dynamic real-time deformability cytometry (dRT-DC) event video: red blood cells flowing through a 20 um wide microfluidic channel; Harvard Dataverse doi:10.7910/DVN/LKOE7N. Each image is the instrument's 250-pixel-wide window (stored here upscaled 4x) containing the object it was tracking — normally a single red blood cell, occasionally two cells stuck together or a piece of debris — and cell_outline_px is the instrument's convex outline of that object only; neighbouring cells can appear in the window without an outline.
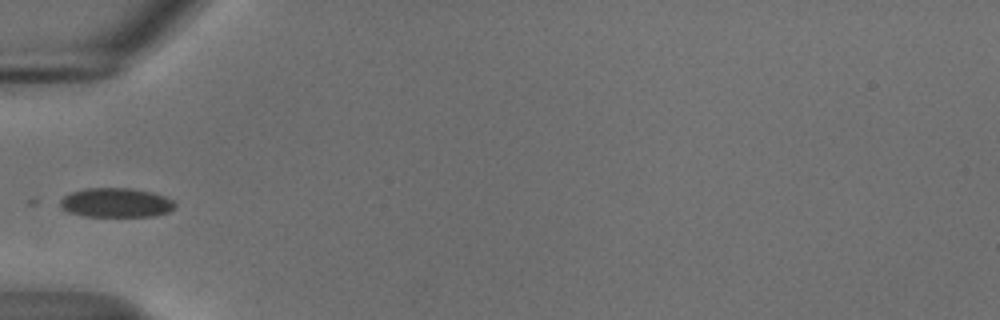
{"species": "common noctule bat (a hibernating species)", "species_latin": "Nyctalus noctula", "temperature_condition": "cold", "stored_images_in_passage": 37, "camera_frame_rate_fps": 3000, "um_per_image_px": 0.085, "animal": {"sex": "male", "body_mass_g": 18.8}, "frame": {"image": 1, "passage_image": 1, "time_ms": 0.0, "image_size_px": [1000, 320], "cell_outline_px": [[176, 204], [168, 212], [152, 216], [84, 216], [68, 212], [60, 204], [60, 200], [64, 196], [72, 192], [88, 188], [132, 188], [152, 192], [164, 196], [172, 200]], "centroid_in_image_um": [9.87, 17.22], "position_along_channel_um": 75.1, "area_um2": 19.42}}
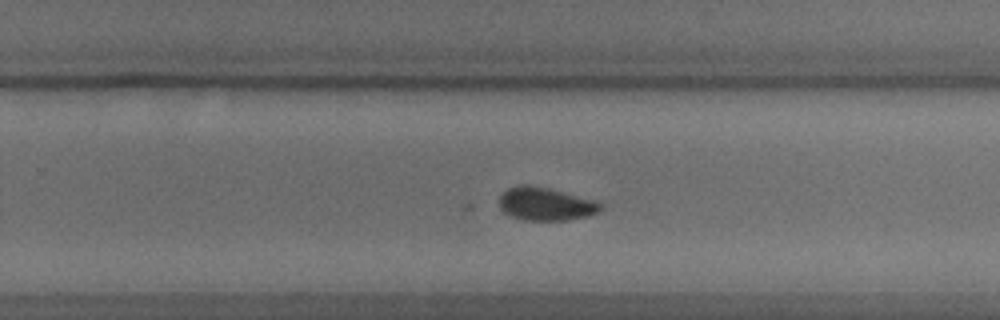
{"frame": {"image": 2, "passage_image": 18, "time_ms": 5.667, "image_size_px": [1000, 320], "cell_outline_px": [[604, 208], [600, 212], [588, 216], [568, 220], [520, 220], [504, 212], [500, 208], [500, 196], [508, 188], [520, 184], [524, 184], [548, 188], [600, 200], [604, 204]], "centroid_in_image_um": [46.47, 17.34], "position_along_channel_um": 283.3, "area_um2": 19.94}}
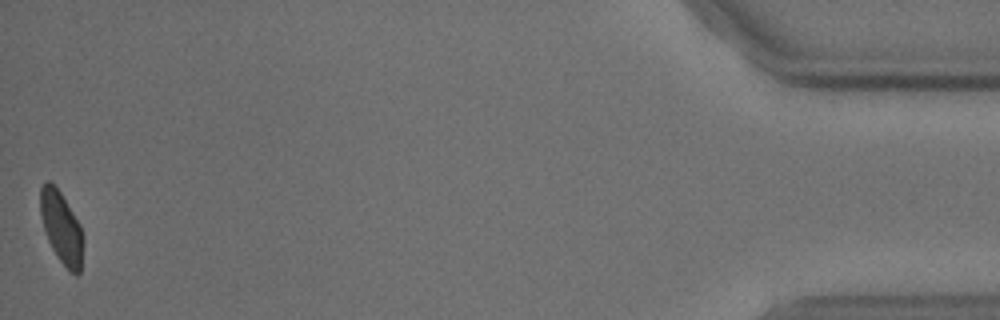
{"frame": {"image": 3, "passage_image": 37, "time_ms": 12.0, "image_size_px": [1000, 320], "cell_outline_px": [[84, 240], [80, 272], [76, 276], [60, 260], [52, 248], [48, 240], [40, 216], [40, 188], [48, 180], [60, 192], [80, 224], [84, 236]], "centroid_in_image_um": [5.24, 19.35], "position_along_channel_um": 430.0, "area_um2": 17.74}}